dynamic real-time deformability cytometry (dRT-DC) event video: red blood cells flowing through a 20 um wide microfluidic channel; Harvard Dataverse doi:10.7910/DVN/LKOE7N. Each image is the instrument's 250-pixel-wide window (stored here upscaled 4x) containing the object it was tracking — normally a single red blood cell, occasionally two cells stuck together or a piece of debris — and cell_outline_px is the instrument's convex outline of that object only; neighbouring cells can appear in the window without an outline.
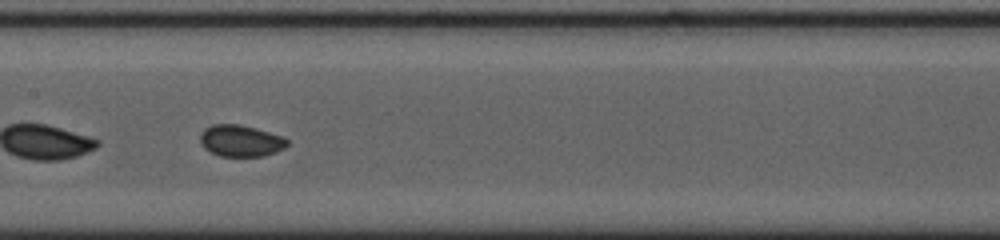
{"species": "common noctule bat (a hibernating species)", "species_latin": "Nyctalus noctula", "temperature_condition": "cold", "stored_images_in_passage": 56, "segment_of_instrument_passage": [2, 2], "camera_frame_rate_fps": 3000, "um_per_image_px": 0.085, "animal": {"sex": "female", "body_mass_g": 23.0, "forearm_length_mm": 53.4}, "frame": {"image": 1, "passage_image": 27, "time_ms": 8.667, "image_size_px": [1000, 240], "cell_outline_px": [[288, 144], [284, 148], [276, 152], [264, 156], [220, 156], [204, 148], [200, 144], [200, 132], [204, 128], [212, 124], [240, 124], [284, 136], [288, 140]], "centroid_in_image_um": [20.45, 11.96], "position_along_channel_um": 186.9, "area_um2": 16.18}}
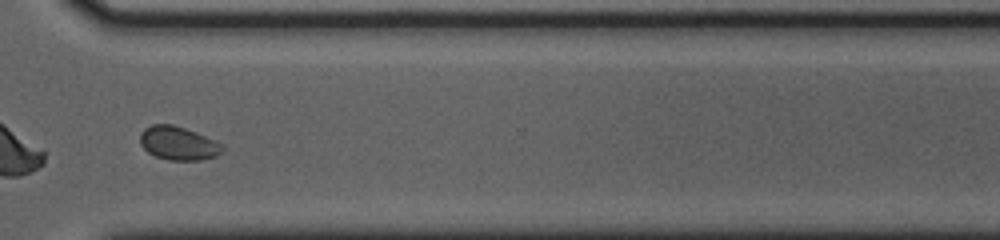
{"frame": {"image": 2, "passage_image": 41, "time_ms": 13.333, "image_size_px": [1000, 240], "cell_outline_px": [[224, 148], [216, 156], [200, 160], [168, 160], [156, 156], [148, 152], [140, 144], [140, 132], [144, 128], [152, 124], [172, 124], [196, 132], [216, 140], [224, 144]], "centroid_in_image_um": [15.16, 12.17], "position_along_channel_um": 355.4, "area_um2": 16.18}}